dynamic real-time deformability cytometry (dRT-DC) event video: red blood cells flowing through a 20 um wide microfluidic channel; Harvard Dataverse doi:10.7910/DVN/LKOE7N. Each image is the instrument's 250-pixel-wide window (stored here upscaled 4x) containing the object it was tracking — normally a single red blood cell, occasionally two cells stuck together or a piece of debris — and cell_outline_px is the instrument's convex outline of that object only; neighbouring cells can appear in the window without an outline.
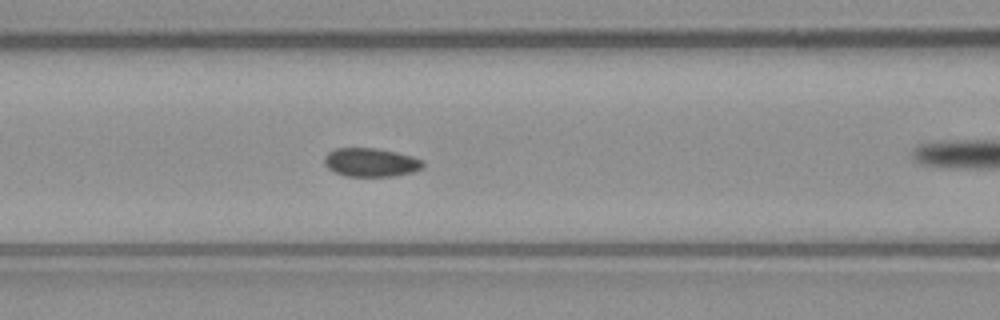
{"species": "common noctule bat (a hibernating species)", "species_latin": "Nyctalus noctula", "temperature_condition": "warm", "stored_images_in_passage": 29, "camera_frame_rate_fps": 3000, "um_per_image_px": 0.085, "animal": {"sex": "male", "body_mass_g": 23.1, "forearm_length_mm": 52.7}, "frame": {"image": 1, "passage_image": 5, "time_ms": 1.333, "image_size_px": [1000, 320], "cell_outline_px": [[424, 164], [420, 168], [412, 172], [392, 176], [344, 176], [328, 168], [324, 164], [324, 156], [328, 152], [336, 148], [376, 148], [396, 152], [412, 156], [424, 160]], "centroid_in_image_um": [31.5, 13.79], "position_along_channel_um": 135.1, "area_um2": 16.42}}